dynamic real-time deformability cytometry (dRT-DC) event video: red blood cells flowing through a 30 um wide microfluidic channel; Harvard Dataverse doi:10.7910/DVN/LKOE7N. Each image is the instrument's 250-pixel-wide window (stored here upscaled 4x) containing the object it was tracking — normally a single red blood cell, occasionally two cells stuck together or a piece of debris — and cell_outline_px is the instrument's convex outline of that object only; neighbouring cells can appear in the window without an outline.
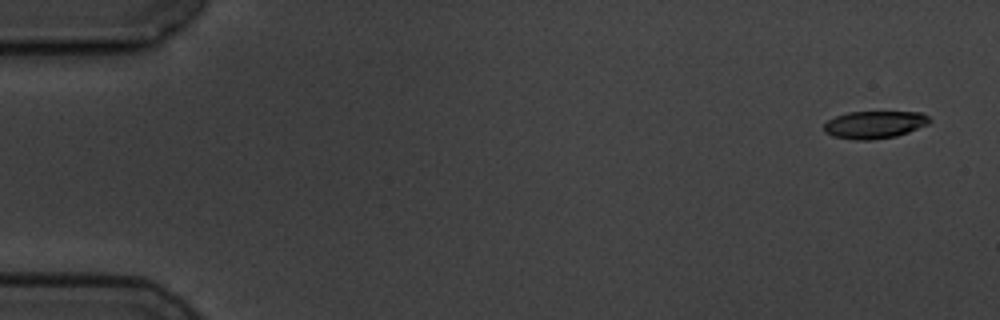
{"species": "common noctule bat (a hibernating species)", "species_latin": "Nyctalus noctula", "temperature_condition": "cold", "stored_images_in_passage": 5, "camera_frame_rate_fps": 3000, "um_per_image_px": 0.085, "animal": {"sex": "male", "body_mass_g": 19.5, "forearm_length_mm": 54.6}, "frame": {"image": 1, "passage_image": 1, "time_ms": 0.0, "image_size_px": [1000, 320], "cell_outline_px": [[932, 120], [928, 124], [908, 132], [896, 136], [872, 140], [856, 140], [832, 136], [824, 132], [824, 124], [828, 120], [836, 116], [848, 112], [920, 112], [928, 116]], "centroid_in_image_um": [74.33, 10.6], "position_along_channel_um": 10.7, "area_um2": 16.94}}
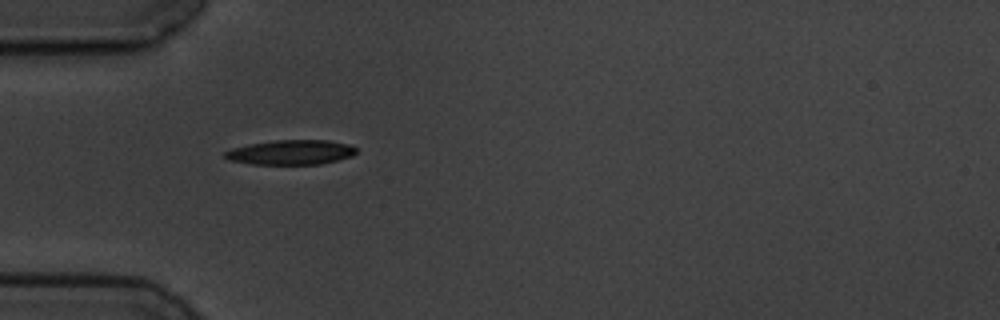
{"frame": {"image": 2, "passage_image": 4, "time_ms": 5.0, "image_size_px": [1000, 320], "cell_outline_px": [[356, 152], [352, 156], [320, 164], [252, 164], [228, 160], [224, 156], [224, 152], [232, 148], [248, 144], [272, 140], [328, 140], [348, 144], [356, 148]], "centroid_in_image_um": [24.7, 12.94], "position_along_channel_um": 60.3, "area_um2": 18.9}}
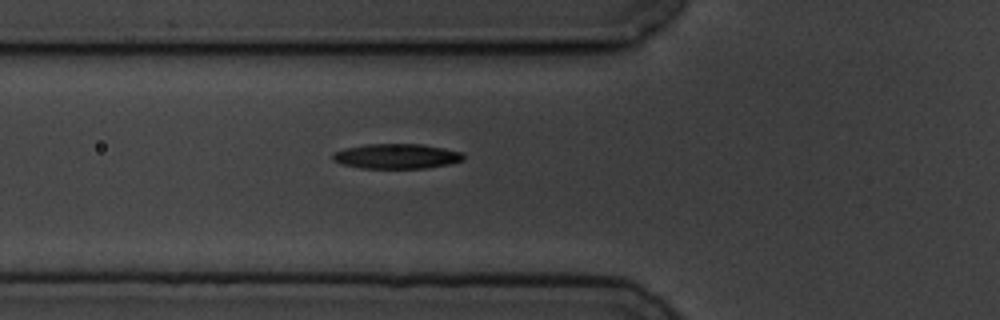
{"frame": {"image": 3, "passage_image": 5, "time_ms": 6.0, "image_size_px": [1000, 320], "cell_outline_px": [[464, 160], [452, 164], [428, 168], [360, 168], [344, 164], [332, 160], [332, 152], [344, 148], [364, 144], [420, 144], [444, 148], [464, 152]], "centroid_in_image_um": [33.73, 13.28], "position_along_channel_um": 92.1, "area_um2": 19.25}}